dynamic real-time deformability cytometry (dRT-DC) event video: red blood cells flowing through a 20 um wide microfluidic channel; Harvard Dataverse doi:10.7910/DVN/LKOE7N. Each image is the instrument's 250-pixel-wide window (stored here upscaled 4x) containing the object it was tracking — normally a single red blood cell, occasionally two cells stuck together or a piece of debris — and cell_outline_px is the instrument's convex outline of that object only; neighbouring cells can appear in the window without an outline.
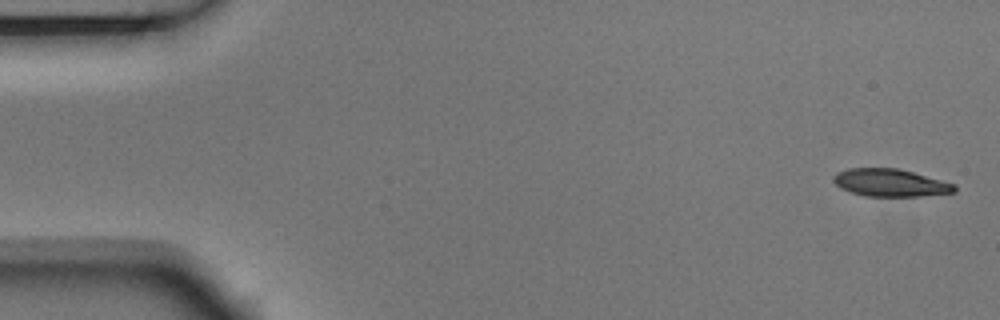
{"species": "Egyptian fruit bat (a non-hibernating species)", "species_latin": "Rousettus aegyptiacus", "temperature_condition": "room temperature", "stored_images_in_passage": 5, "camera_frame_rate_fps": 3000, "um_per_image_px": 0.085, "animal": {"sex": "male"}, "frame": {"image": 1, "passage_image": 1, "time_ms": 0.0, "image_size_px": [1000, 320], "cell_outline_px": [[956, 192], [920, 196], [864, 196], [840, 188], [832, 180], [832, 176], [836, 172], [848, 168], [900, 168], [956, 184]], "centroid_in_image_um": [75.67, 15.52], "position_along_channel_um": 9.3, "area_um2": 19.59}}
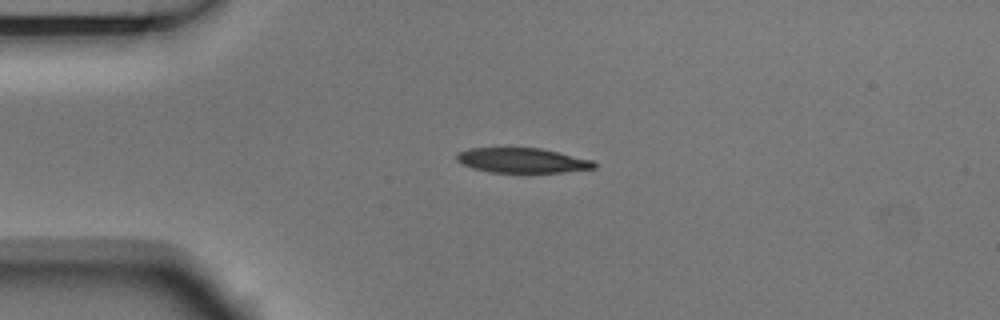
{"frame": {"image": 2, "passage_image": 4, "time_ms": 1.0, "image_size_px": [1000, 320], "cell_outline_px": [[596, 168], [564, 172], [488, 172], [472, 168], [456, 160], [456, 152], [468, 148], [540, 148], [592, 160], [596, 164]], "centroid_in_image_um": [44.35, 13.63], "position_along_channel_um": 40.6, "area_um2": 19.83}}